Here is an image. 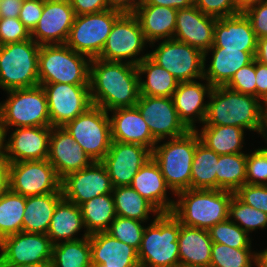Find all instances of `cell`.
<instances>
[{
	"label": "cell",
	"mask_w": 267,
	"mask_h": 267,
	"mask_svg": "<svg viewBox=\"0 0 267 267\" xmlns=\"http://www.w3.org/2000/svg\"><path fill=\"white\" fill-rule=\"evenodd\" d=\"M139 77L136 65L91 59L89 90L92 105L107 112L135 106L140 96Z\"/></svg>",
	"instance_id": "cell-1"
},
{
	"label": "cell",
	"mask_w": 267,
	"mask_h": 267,
	"mask_svg": "<svg viewBox=\"0 0 267 267\" xmlns=\"http://www.w3.org/2000/svg\"><path fill=\"white\" fill-rule=\"evenodd\" d=\"M210 99L204 126H237L260 132L263 106L252 95L233 91L226 86L213 87L207 96Z\"/></svg>",
	"instance_id": "cell-2"
},
{
	"label": "cell",
	"mask_w": 267,
	"mask_h": 267,
	"mask_svg": "<svg viewBox=\"0 0 267 267\" xmlns=\"http://www.w3.org/2000/svg\"><path fill=\"white\" fill-rule=\"evenodd\" d=\"M172 214L181 224L209 230L229 219V205L234 192L218 189H191L176 194Z\"/></svg>",
	"instance_id": "cell-3"
},
{
	"label": "cell",
	"mask_w": 267,
	"mask_h": 267,
	"mask_svg": "<svg viewBox=\"0 0 267 267\" xmlns=\"http://www.w3.org/2000/svg\"><path fill=\"white\" fill-rule=\"evenodd\" d=\"M180 221L171 213H159L144 229L138 250L140 267H180Z\"/></svg>",
	"instance_id": "cell-4"
},
{
	"label": "cell",
	"mask_w": 267,
	"mask_h": 267,
	"mask_svg": "<svg viewBox=\"0 0 267 267\" xmlns=\"http://www.w3.org/2000/svg\"><path fill=\"white\" fill-rule=\"evenodd\" d=\"M8 99L0 103V143H4L8 126L51 127L46 93L41 85L7 91Z\"/></svg>",
	"instance_id": "cell-5"
},
{
	"label": "cell",
	"mask_w": 267,
	"mask_h": 267,
	"mask_svg": "<svg viewBox=\"0 0 267 267\" xmlns=\"http://www.w3.org/2000/svg\"><path fill=\"white\" fill-rule=\"evenodd\" d=\"M199 141L198 129L189 130L183 136L155 145L152 150V158L175 195L190 188L192 162Z\"/></svg>",
	"instance_id": "cell-6"
},
{
	"label": "cell",
	"mask_w": 267,
	"mask_h": 267,
	"mask_svg": "<svg viewBox=\"0 0 267 267\" xmlns=\"http://www.w3.org/2000/svg\"><path fill=\"white\" fill-rule=\"evenodd\" d=\"M66 44L40 45L39 84L89 85L90 58Z\"/></svg>",
	"instance_id": "cell-7"
},
{
	"label": "cell",
	"mask_w": 267,
	"mask_h": 267,
	"mask_svg": "<svg viewBox=\"0 0 267 267\" xmlns=\"http://www.w3.org/2000/svg\"><path fill=\"white\" fill-rule=\"evenodd\" d=\"M39 48L32 38L0 46V87L9 91L38 86Z\"/></svg>",
	"instance_id": "cell-8"
},
{
	"label": "cell",
	"mask_w": 267,
	"mask_h": 267,
	"mask_svg": "<svg viewBox=\"0 0 267 267\" xmlns=\"http://www.w3.org/2000/svg\"><path fill=\"white\" fill-rule=\"evenodd\" d=\"M63 128L93 161H102L111 143V126L108 112L92 105Z\"/></svg>",
	"instance_id": "cell-9"
},
{
	"label": "cell",
	"mask_w": 267,
	"mask_h": 267,
	"mask_svg": "<svg viewBox=\"0 0 267 267\" xmlns=\"http://www.w3.org/2000/svg\"><path fill=\"white\" fill-rule=\"evenodd\" d=\"M122 15L115 10L75 15L66 45L90 59L101 54L115 21Z\"/></svg>",
	"instance_id": "cell-10"
},
{
	"label": "cell",
	"mask_w": 267,
	"mask_h": 267,
	"mask_svg": "<svg viewBox=\"0 0 267 267\" xmlns=\"http://www.w3.org/2000/svg\"><path fill=\"white\" fill-rule=\"evenodd\" d=\"M145 43L147 44V41L137 17L134 14H122L113 24L105 46L98 58L115 62H123L125 58V62L138 65L149 56L146 53L142 57H135L143 51L142 48H144Z\"/></svg>",
	"instance_id": "cell-11"
},
{
	"label": "cell",
	"mask_w": 267,
	"mask_h": 267,
	"mask_svg": "<svg viewBox=\"0 0 267 267\" xmlns=\"http://www.w3.org/2000/svg\"><path fill=\"white\" fill-rule=\"evenodd\" d=\"M159 66L166 69L178 82L203 78L204 54L184 42L168 39L148 53Z\"/></svg>",
	"instance_id": "cell-12"
},
{
	"label": "cell",
	"mask_w": 267,
	"mask_h": 267,
	"mask_svg": "<svg viewBox=\"0 0 267 267\" xmlns=\"http://www.w3.org/2000/svg\"><path fill=\"white\" fill-rule=\"evenodd\" d=\"M10 190L24 197L62 193L61 179L47 160L10 163Z\"/></svg>",
	"instance_id": "cell-13"
},
{
	"label": "cell",
	"mask_w": 267,
	"mask_h": 267,
	"mask_svg": "<svg viewBox=\"0 0 267 267\" xmlns=\"http://www.w3.org/2000/svg\"><path fill=\"white\" fill-rule=\"evenodd\" d=\"M48 103L51 127H63L92 106L89 85L39 84Z\"/></svg>",
	"instance_id": "cell-14"
},
{
	"label": "cell",
	"mask_w": 267,
	"mask_h": 267,
	"mask_svg": "<svg viewBox=\"0 0 267 267\" xmlns=\"http://www.w3.org/2000/svg\"><path fill=\"white\" fill-rule=\"evenodd\" d=\"M135 106L158 142L166 137L170 139L183 136L189 131L179 119L171 97L140 95Z\"/></svg>",
	"instance_id": "cell-15"
},
{
	"label": "cell",
	"mask_w": 267,
	"mask_h": 267,
	"mask_svg": "<svg viewBox=\"0 0 267 267\" xmlns=\"http://www.w3.org/2000/svg\"><path fill=\"white\" fill-rule=\"evenodd\" d=\"M61 191L64 199L80 206L96 196L112 193L113 186L105 165L94 161L62 178Z\"/></svg>",
	"instance_id": "cell-16"
},
{
	"label": "cell",
	"mask_w": 267,
	"mask_h": 267,
	"mask_svg": "<svg viewBox=\"0 0 267 267\" xmlns=\"http://www.w3.org/2000/svg\"><path fill=\"white\" fill-rule=\"evenodd\" d=\"M52 247L47 234L22 231L0 241V264L51 263Z\"/></svg>",
	"instance_id": "cell-17"
},
{
	"label": "cell",
	"mask_w": 267,
	"mask_h": 267,
	"mask_svg": "<svg viewBox=\"0 0 267 267\" xmlns=\"http://www.w3.org/2000/svg\"><path fill=\"white\" fill-rule=\"evenodd\" d=\"M152 157V151L132 143L112 141L111 147L101 161L109 174L113 188L130 186L133 177Z\"/></svg>",
	"instance_id": "cell-18"
},
{
	"label": "cell",
	"mask_w": 267,
	"mask_h": 267,
	"mask_svg": "<svg viewBox=\"0 0 267 267\" xmlns=\"http://www.w3.org/2000/svg\"><path fill=\"white\" fill-rule=\"evenodd\" d=\"M74 18L69 0H44L42 15L31 31V38L38 45L65 44Z\"/></svg>",
	"instance_id": "cell-19"
},
{
	"label": "cell",
	"mask_w": 267,
	"mask_h": 267,
	"mask_svg": "<svg viewBox=\"0 0 267 267\" xmlns=\"http://www.w3.org/2000/svg\"><path fill=\"white\" fill-rule=\"evenodd\" d=\"M51 128L17 127L5 144L0 143V152L10 163L48 159Z\"/></svg>",
	"instance_id": "cell-20"
},
{
	"label": "cell",
	"mask_w": 267,
	"mask_h": 267,
	"mask_svg": "<svg viewBox=\"0 0 267 267\" xmlns=\"http://www.w3.org/2000/svg\"><path fill=\"white\" fill-rule=\"evenodd\" d=\"M47 160L53 165L60 179L94 162L63 127L51 128Z\"/></svg>",
	"instance_id": "cell-21"
},
{
	"label": "cell",
	"mask_w": 267,
	"mask_h": 267,
	"mask_svg": "<svg viewBox=\"0 0 267 267\" xmlns=\"http://www.w3.org/2000/svg\"><path fill=\"white\" fill-rule=\"evenodd\" d=\"M218 19L205 15L195 5L179 9L173 39L200 50L203 54L213 45L214 27Z\"/></svg>",
	"instance_id": "cell-22"
},
{
	"label": "cell",
	"mask_w": 267,
	"mask_h": 267,
	"mask_svg": "<svg viewBox=\"0 0 267 267\" xmlns=\"http://www.w3.org/2000/svg\"><path fill=\"white\" fill-rule=\"evenodd\" d=\"M211 48L257 52V38L250 20L243 12L230 17L218 18L214 27Z\"/></svg>",
	"instance_id": "cell-23"
},
{
	"label": "cell",
	"mask_w": 267,
	"mask_h": 267,
	"mask_svg": "<svg viewBox=\"0 0 267 267\" xmlns=\"http://www.w3.org/2000/svg\"><path fill=\"white\" fill-rule=\"evenodd\" d=\"M92 267H140L138 250L107 232L91 234Z\"/></svg>",
	"instance_id": "cell-24"
},
{
	"label": "cell",
	"mask_w": 267,
	"mask_h": 267,
	"mask_svg": "<svg viewBox=\"0 0 267 267\" xmlns=\"http://www.w3.org/2000/svg\"><path fill=\"white\" fill-rule=\"evenodd\" d=\"M111 112L113 116L109 119L112 141L138 144L151 151L158 144L136 106L119 108Z\"/></svg>",
	"instance_id": "cell-25"
},
{
	"label": "cell",
	"mask_w": 267,
	"mask_h": 267,
	"mask_svg": "<svg viewBox=\"0 0 267 267\" xmlns=\"http://www.w3.org/2000/svg\"><path fill=\"white\" fill-rule=\"evenodd\" d=\"M212 88L208 82L207 84L196 80L179 82L171 98L179 119L189 130H196L194 123L197 117L200 123H204L208 106L204 103V97L210 94Z\"/></svg>",
	"instance_id": "cell-26"
},
{
	"label": "cell",
	"mask_w": 267,
	"mask_h": 267,
	"mask_svg": "<svg viewBox=\"0 0 267 267\" xmlns=\"http://www.w3.org/2000/svg\"><path fill=\"white\" fill-rule=\"evenodd\" d=\"M142 197L148 200L159 213L172 212L175 201L167 199L166 184L159 165L151 157L133 177L130 185Z\"/></svg>",
	"instance_id": "cell-27"
},
{
	"label": "cell",
	"mask_w": 267,
	"mask_h": 267,
	"mask_svg": "<svg viewBox=\"0 0 267 267\" xmlns=\"http://www.w3.org/2000/svg\"><path fill=\"white\" fill-rule=\"evenodd\" d=\"M212 51V60L205 69L208 52ZM256 52H243L233 49L210 48L204 53L203 78L212 87L226 86L234 74L255 60Z\"/></svg>",
	"instance_id": "cell-28"
},
{
	"label": "cell",
	"mask_w": 267,
	"mask_h": 267,
	"mask_svg": "<svg viewBox=\"0 0 267 267\" xmlns=\"http://www.w3.org/2000/svg\"><path fill=\"white\" fill-rule=\"evenodd\" d=\"M178 245L180 267H210L213 242L207 229L180 223Z\"/></svg>",
	"instance_id": "cell-29"
},
{
	"label": "cell",
	"mask_w": 267,
	"mask_h": 267,
	"mask_svg": "<svg viewBox=\"0 0 267 267\" xmlns=\"http://www.w3.org/2000/svg\"><path fill=\"white\" fill-rule=\"evenodd\" d=\"M177 9L158 5H138L134 15L140 22L144 37L150 44L173 39Z\"/></svg>",
	"instance_id": "cell-30"
},
{
	"label": "cell",
	"mask_w": 267,
	"mask_h": 267,
	"mask_svg": "<svg viewBox=\"0 0 267 267\" xmlns=\"http://www.w3.org/2000/svg\"><path fill=\"white\" fill-rule=\"evenodd\" d=\"M82 227L85 228V225L80 206L62 198L55 207L47 236L53 245L59 240L76 241L82 239L74 237Z\"/></svg>",
	"instance_id": "cell-31"
},
{
	"label": "cell",
	"mask_w": 267,
	"mask_h": 267,
	"mask_svg": "<svg viewBox=\"0 0 267 267\" xmlns=\"http://www.w3.org/2000/svg\"><path fill=\"white\" fill-rule=\"evenodd\" d=\"M62 198V193L26 197L22 231L47 234L55 207Z\"/></svg>",
	"instance_id": "cell-32"
},
{
	"label": "cell",
	"mask_w": 267,
	"mask_h": 267,
	"mask_svg": "<svg viewBox=\"0 0 267 267\" xmlns=\"http://www.w3.org/2000/svg\"><path fill=\"white\" fill-rule=\"evenodd\" d=\"M138 75L147 73V80L139 77L140 95L172 97L179 82L166 69L156 64L149 56L136 65Z\"/></svg>",
	"instance_id": "cell-33"
},
{
	"label": "cell",
	"mask_w": 267,
	"mask_h": 267,
	"mask_svg": "<svg viewBox=\"0 0 267 267\" xmlns=\"http://www.w3.org/2000/svg\"><path fill=\"white\" fill-rule=\"evenodd\" d=\"M80 208L86 228L83 236L106 232L117 216L112 193L96 196L81 204Z\"/></svg>",
	"instance_id": "cell-34"
},
{
	"label": "cell",
	"mask_w": 267,
	"mask_h": 267,
	"mask_svg": "<svg viewBox=\"0 0 267 267\" xmlns=\"http://www.w3.org/2000/svg\"><path fill=\"white\" fill-rule=\"evenodd\" d=\"M200 141L218 155L242 153L244 129L237 126H203Z\"/></svg>",
	"instance_id": "cell-35"
},
{
	"label": "cell",
	"mask_w": 267,
	"mask_h": 267,
	"mask_svg": "<svg viewBox=\"0 0 267 267\" xmlns=\"http://www.w3.org/2000/svg\"><path fill=\"white\" fill-rule=\"evenodd\" d=\"M112 195L117 216L145 222L149 213L159 214V211L131 186L115 187Z\"/></svg>",
	"instance_id": "cell-36"
},
{
	"label": "cell",
	"mask_w": 267,
	"mask_h": 267,
	"mask_svg": "<svg viewBox=\"0 0 267 267\" xmlns=\"http://www.w3.org/2000/svg\"><path fill=\"white\" fill-rule=\"evenodd\" d=\"M247 154L219 155L216 171V189L236 192L246 184Z\"/></svg>",
	"instance_id": "cell-37"
},
{
	"label": "cell",
	"mask_w": 267,
	"mask_h": 267,
	"mask_svg": "<svg viewBox=\"0 0 267 267\" xmlns=\"http://www.w3.org/2000/svg\"><path fill=\"white\" fill-rule=\"evenodd\" d=\"M51 267H92L89 236L53 245Z\"/></svg>",
	"instance_id": "cell-38"
},
{
	"label": "cell",
	"mask_w": 267,
	"mask_h": 267,
	"mask_svg": "<svg viewBox=\"0 0 267 267\" xmlns=\"http://www.w3.org/2000/svg\"><path fill=\"white\" fill-rule=\"evenodd\" d=\"M219 155L201 141L196 145L191 171V189H216Z\"/></svg>",
	"instance_id": "cell-39"
},
{
	"label": "cell",
	"mask_w": 267,
	"mask_h": 267,
	"mask_svg": "<svg viewBox=\"0 0 267 267\" xmlns=\"http://www.w3.org/2000/svg\"><path fill=\"white\" fill-rule=\"evenodd\" d=\"M26 197L10 189L0 197V241L22 232Z\"/></svg>",
	"instance_id": "cell-40"
},
{
	"label": "cell",
	"mask_w": 267,
	"mask_h": 267,
	"mask_svg": "<svg viewBox=\"0 0 267 267\" xmlns=\"http://www.w3.org/2000/svg\"><path fill=\"white\" fill-rule=\"evenodd\" d=\"M257 252L251 248H232L213 242L210 267H252L256 262Z\"/></svg>",
	"instance_id": "cell-41"
},
{
	"label": "cell",
	"mask_w": 267,
	"mask_h": 267,
	"mask_svg": "<svg viewBox=\"0 0 267 267\" xmlns=\"http://www.w3.org/2000/svg\"><path fill=\"white\" fill-rule=\"evenodd\" d=\"M229 219L233 222L235 220L236 224L248 234L258 227L267 226V214L245 204L235 194L229 205Z\"/></svg>",
	"instance_id": "cell-42"
},
{
	"label": "cell",
	"mask_w": 267,
	"mask_h": 267,
	"mask_svg": "<svg viewBox=\"0 0 267 267\" xmlns=\"http://www.w3.org/2000/svg\"><path fill=\"white\" fill-rule=\"evenodd\" d=\"M208 231L212 242L232 248H251L249 234L230 219L217 223Z\"/></svg>",
	"instance_id": "cell-43"
},
{
	"label": "cell",
	"mask_w": 267,
	"mask_h": 267,
	"mask_svg": "<svg viewBox=\"0 0 267 267\" xmlns=\"http://www.w3.org/2000/svg\"><path fill=\"white\" fill-rule=\"evenodd\" d=\"M141 221L116 216L106 231L112 237L139 250L145 227Z\"/></svg>",
	"instance_id": "cell-44"
},
{
	"label": "cell",
	"mask_w": 267,
	"mask_h": 267,
	"mask_svg": "<svg viewBox=\"0 0 267 267\" xmlns=\"http://www.w3.org/2000/svg\"><path fill=\"white\" fill-rule=\"evenodd\" d=\"M246 183L267 185V150L264 147L247 154Z\"/></svg>",
	"instance_id": "cell-45"
},
{
	"label": "cell",
	"mask_w": 267,
	"mask_h": 267,
	"mask_svg": "<svg viewBox=\"0 0 267 267\" xmlns=\"http://www.w3.org/2000/svg\"><path fill=\"white\" fill-rule=\"evenodd\" d=\"M194 5L205 15L217 19L242 13L238 0H194Z\"/></svg>",
	"instance_id": "cell-46"
},
{
	"label": "cell",
	"mask_w": 267,
	"mask_h": 267,
	"mask_svg": "<svg viewBox=\"0 0 267 267\" xmlns=\"http://www.w3.org/2000/svg\"><path fill=\"white\" fill-rule=\"evenodd\" d=\"M226 87L233 91L256 97L255 60L238 70Z\"/></svg>",
	"instance_id": "cell-47"
},
{
	"label": "cell",
	"mask_w": 267,
	"mask_h": 267,
	"mask_svg": "<svg viewBox=\"0 0 267 267\" xmlns=\"http://www.w3.org/2000/svg\"><path fill=\"white\" fill-rule=\"evenodd\" d=\"M31 39V32L19 18H0V46Z\"/></svg>",
	"instance_id": "cell-48"
},
{
	"label": "cell",
	"mask_w": 267,
	"mask_h": 267,
	"mask_svg": "<svg viewBox=\"0 0 267 267\" xmlns=\"http://www.w3.org/2000/svg\"><path fill=\"white\" fill-rule=\"evenodd\" d=\"M242 202L267 214V185L244 184L234 193Z\"/></svg>",
	"instance_id": "cell-49"
},
{
	"label": "cell",
	"mask_w": 267,
	"mask_h": 267,
	"mask_svg": "<svg viewBox=\"0 0 267 267\" xmlns=\"http://www.w3.org/2000/svg\"><path fill=\"white\" fill-rule=\"evenodd\" d=\"M257 39L267 37V3L252 5L243 11Z\"/></svg>",
	"instance_id": "cell-50"
},
{
	"label": "cell",
	"mask_w": 267,
	"mask_h": 267,
	"mask_svg": "<svg viewBox=\"0 0 267 267\" xmlns=\"http://www.w3.org/2000/svg\"><path fill=\"white\" fill-rule=\"evenodd\" d=\"M44 9V0H23L19 19L30 32L36 27Z\"/></svg>",
	"instance_id": "cell-51"
},
{
	"label": "cell",
	"mask_w": 267,
	"mask_h": 267,
	"mask_svg": "<svg viewBox=\"0 0 267 267\" xmlns=\"http://www.w3.org/2000/svg\"><path fill=\"white\" fill-rule=\"evenodd\" d=\"M75 15L99 13L108 10L107 0H69Z\"/></svg>",
	"instance_id": "cell-52"
},
{
	"label": "cell",
	"mask_w": 267,
	"mask_h": 267,
	"mask_svg": "<svg viewBox=\"0 0 267 267\" xmlns=\"http://www.w3.org/2000/svg\"><path fill=\"white\" fill-rule=\"evenodd\" d=\"M256 97L261 102L267 99V66L255 60Z\"/></svg>",
	"instance_id": "cell-53"
},
{
	"label": "cell",
	"mask_w": 267,
	"mask_h": 267,
	"mask_svg": "<svg viewBox=\"0 0 267 267\" xmlns=\"http://www.w3.org/2000/svg\"><path fill=\"white\" fill-rule=\"evenodd\" d=\"M143 0H107L108 9L122 14H134L138 5Z\"/></svg>",
	"instance_id": "cell-54"
},
{
	"label": "cell",
	"mask_w": 267,
	"mask_h": 267,
	"mask_svg": "<svg viewBox=\"0 0 267 267\" xmlns=\"http://www.w3.org/2000/svg\"><path fill=\"white\" fill-rule=\"evenodd\" d=\"M21 0H0V18H18Z\"/></svg>",
	"instance_id": "cell-55"
},
{
	"label": "cell",
	"mask_w": 267,
	"mask_h": 267,
	"mask_svg": "<svg viewBox=\"0 0 267 267\" xmlns=\"http://www.w3.org/2000/svg\"><path fill=\"white\" fill-rule=\"evenodd\" d=\"M139 5H158L179 10L192 7L194 0H143Z\"/></svg>",
	"instance_id": "cell-56"
},
{
	"label": "cell",
	"mask_w": 267,
	"mask_h": 267,
	"mask_svg": "<svg viewBox=\"0 0 267 267\" xmlns=\"http://www.w3.org/2000/svg\"><path fill=\"white\" fill-rule=\"evenodd\" d=\"M10 162L0 152V197L10 189Z\"/></svg>",
	"instance_id": "cell-57"
},
{
	"label": "cell",
	"mask_w": 267,
	"mask_h": 267,
	"mask_svg": "<svg viewBox=\"0 0 267 267\" xmlns=\"http://www.w3.org/2000/svg\"><path fill=\"white\" fill-rule=\"evenodd\" d=\"M255 60L267 66V37L257 39Z\"/></svg>",
	"instance_id": "cell-58"
},
{
	"label": "cell",
	"mask_w": 267,
	"mask_h": 267,
	"mask_svg": "<svg viewBox=\"0 0 267 267\" xmlns=\"http://www.w3.org/2000/svg\"><path fill=\"white\" fill-rule=\"evenodd\" d=\"M239 8L241 12H243L248 7L259 4V3H267V0H238Z\"/></svg>",
	"instance_id": "cell-59"
},
{
	"label": "cell",
	"mask_w": 267,
	"mask_h": 267,
	"mask_svg": "<svg viewBox=\"0 0 267 267\" xmlns=\"http://www.w3.org/2000/svg\"><path fill=\"white\" fill-rule=\"evenodd\" d=\"M255 265L259 267H267V249L257 253Z\"/></svg>",
	"instance_id": "cell-60"
},
{
	"label": "cell",
	"mask_w": 267,
	"mask_h": 267,
	"mask_svg": "<svg viewBox=\"0 0 267 267\" xmlns=\"http://www.w3.org/2000/svg\"><path fill=\"white\" fill-rule=\"evenodd\" d=\"M259 134H261L264 138L266 137L267 141V108H263L262 111V124Z\"/></svg>",
	"instance_id": "cell-61"
},
{
	"label": "cell",
	"mask_w": 267,
	"mask_h": 267,
	"mask_svg": "<svg viewBox=\"0 0 267 267\" xmlns=\"http://www.w3.org/2000/svg\"><path fill=\"white\" fill-rule=\"evenodd\" d=\"M0 267H51V263H38V264H0Z\"/></svg>",
	"instance_id": "cell-62"
},
{
	"label": "cell",
	"mask_w": 267,
	"mask_h": 267,
	"mask_svg": "<svg viewBox=\"0 0 267 267\" xmlns=\"http://www.w3.org/2000/svg\"><path fill=\"white\" fill-rule=\"evenodd\" d=\"M264 108H267V99L263 102Z\"/></svg>",
	"instance_id": "cell-63"
}]
</instances>
